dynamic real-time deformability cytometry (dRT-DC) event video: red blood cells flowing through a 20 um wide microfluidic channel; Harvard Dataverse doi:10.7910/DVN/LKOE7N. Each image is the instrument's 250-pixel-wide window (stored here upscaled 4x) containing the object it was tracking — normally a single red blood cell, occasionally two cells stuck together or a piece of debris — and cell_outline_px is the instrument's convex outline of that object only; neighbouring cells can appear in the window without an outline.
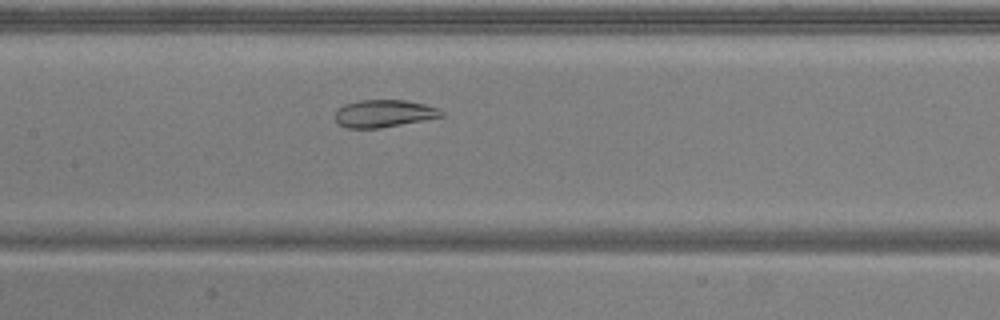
{"species": "common noctule bat (a hibernating species)", "species_latin": "Nyctalus noctula", "temperature_condition": "warm", "stored_images_in_passage": 46, "camera_frame_rate_fps": 3000, "um_per_image_px": 0.085, "animal": {"sex": "male", "body_mass_g": 20.5, "forearm_length_mm": 52.5}, "frame": {"image": 1, "passage_image": 18, "time_ms": 5.667, "image_size_px": [1000, 320], "cell_outline_px": [[444, 116], [424, 120], [380, 128], [348, 128], [336, 124], [336, 108], [344, 104], [360, 100], [404, 100], [424, 104], [436, 108], [444, 112]], "centroid_in_image_um": [32.59, 9.65], "position_along_channel_um": 174.8, "area_um2": 16.99}}
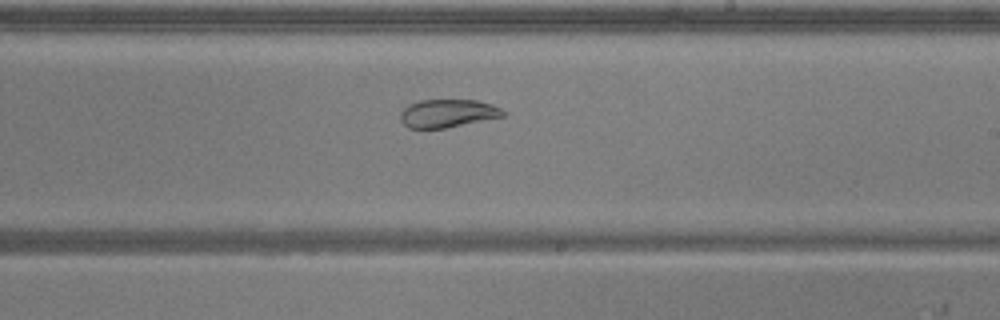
{"frame": {"image": 2, "passage_image": 24, "time_ms": 7.667, "image_size_px": [1000, 320], "cell_outline_px": [[504, 116], [444, 128], [408, 128], [400, 120], [400, 112], [408, 104], [420, 100], [476, 100], [492, 104], [500, 108], [504, 112]], "centroid_in_image_um": [38.01, 9.63], "position_along_channel_um": 251.0, "area_um2": 16.7}}
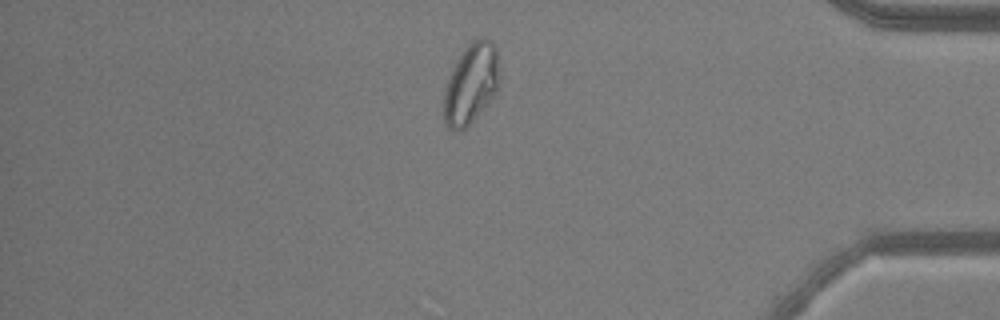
{"frame": {"image": 3, "passage_image": 38, "time_ms": 12.333, "image_size_px": [1000, 320], "cell_outline_px": [[500, 88], [488, 104], [460, 132], [452, 132], [448, 128], [444, 120], [444, 88], [448, 76], [464, 48], [472, 40], [480, 36], [484, 36], [492, 40], [496, 48], [500, 76]], "centroid_in_image_um": [40.06, 7.09], "position_along_channel_um": 395.1, "area_um2": 26.59}}